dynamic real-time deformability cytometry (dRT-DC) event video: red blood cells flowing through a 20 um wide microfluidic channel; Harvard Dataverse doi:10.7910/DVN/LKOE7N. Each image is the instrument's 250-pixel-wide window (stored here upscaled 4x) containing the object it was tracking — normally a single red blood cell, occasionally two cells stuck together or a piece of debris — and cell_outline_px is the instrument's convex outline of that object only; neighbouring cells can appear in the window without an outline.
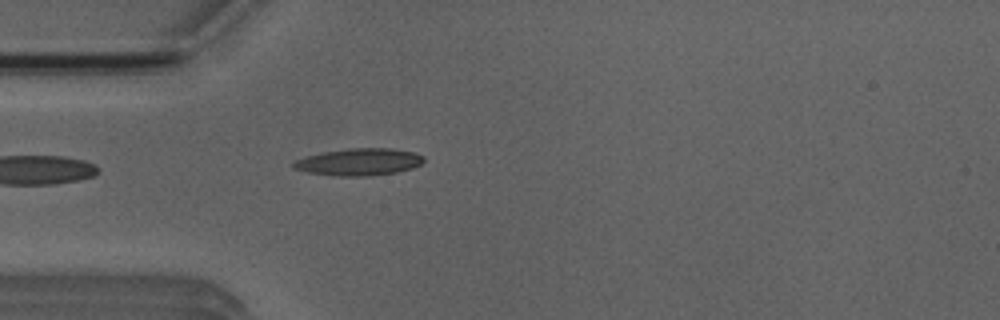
{"species": "Egyptian fruit bat (a non-hibernating species)", "species_latin": "Rousettus aegyptiacus", "temperature_condition": "room temperature", "stored_images_in_passage": 1, "camera_frame_rate_fps": 3000, "um_per_image_px": 0.085, "animal": {"sex": "male"}, "frame": {"image": 1, "passage_image": 1, "time_ms": 0.0, "image_size_px": [1000, 320], "cell_outline_px": [[424, 160], [420, 164], [412, 168], [396, 172], [368, 176], [340, 176], [308, 172], [292, 168], [292, 164], [296, 160], [308, 156], [324, 152], [352, 148], [392, 148], [412, 152], [424, 156]], "centroid_in_image_um": [30.53, 13.76], "position_along_channel_um": 54.5, "area_um2": 20.29}}